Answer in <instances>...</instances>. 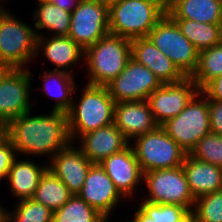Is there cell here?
<instances>
[{
	"mask_svg": "<svg viewBox=\"0 0 222 222\" xmlns=\"http://www.w3.org/2000/svg\"><path fill=\"white\" fill-rule=\"evenodd\" d=\"M9 140L18 155L52 157L70 143L67 113L51 111L31 116L30 111L9 122Z\"/></svg>",
	"mask_w": 222,
	"mask_h": 222,
	"instance_id": "1",
	"label": "cell"
},
{
	"mask_svg": "<svg viewBox=\"0 0 222 222\" xmlns=\"http://www.w3.org/2000/svg\"><path fill=\"white\" fill-rule=\"evenodd\" d=\"M80 100L67 112L71 143L80 136L113 123L115 101L107 86L87 84Z\"/></svg>",
	"mask_w": 222,
	"mask_h": 222,
	"instance_id": "2",
	"label": "cell"
},
{
	"mask_svg": "<svg viewBox=\"0 0 222 222\" xmlns=\"http://www.w3.org/2000/svg\"><path fill=\"white\" fill-rule=\"evenodd\" d=\"M90 85L107 86L131 59V39L107 34L84 51Z\"/></svg>",
	"mask_w": 222,
	"mask_h": 222,
	"instance_id": "3",
	"label": "cell"
},
{
	"mask_svg": "<svg viewBox=\"0 0 222 222\" xmlns=\"http://www.w3.org/2000/svg\"><path fill=\"white\" fill-rule=\"evenodd\" d=\"M166 13L155 0H120L109 8V32L128 39L147 37Z\"/></svg>",
	"mask_w": 222,
	"mask_h": 222,
	"instance_id": "4",
	"label": "cell"
},
{
	"mask_svg": "<svg viewBox=\"0 0 222 222\" xmlns=\"http://www.w3.org/2000/svg\"><path fill=\"white\" fill-rule=\"evenodd\" d=\"M40 33L14 17L9 10L0 9V65L23 68L36 57V40Z\"/></svg>",
	"mask_w": 222,
	"mask_h": 222,
	"instance_id": "5",
	"label": "cell"
},
{
	"mask_svg": "<svg viewBox=\"0 0 222 222\" xmlns=\"http://www.w3.org/2000/svg\"><path fill=\"white\" fill-rule=\"evenodd\" d=\"M135 138L132 148L143 173L183 165L187 153L161 126Z\"/></svg>",
	"mask_w": 222,
	"mask_h": 222,
	"instance_id": "6",
	"label": "cell"
},
{
	"mask_svg": "<svg viewBox=\"0 0 222 222\" xmlns=\"http://www.w3.org/2000/svg\"><path fill=\"white\" fill-rule=\"evenodd\" d=\"M161 127L189 154L197 142L211 132L208 98L200 91L178 116L169 119Z\"/></svg>",
	"mask_w": 222,
	"mask_h": 222,
	"instance_id": "7",
	"label": "cell"
},
{
	"mask_svg": "<svg viewBox=\"0 0 222 222\" xmlns=\"http://www.w3.org/2000/svg\"><path fill=\"white\" fill-rule=\"evenodd\" d=\"M147 37L186 77L193 75L198 66L199 51L167 13Z\"/></svg>",
	"mask_w": 222,
	"mask_h": 222,
	"instance_id": "8",
	"label": "cell"
},
{
	"mask_svg": "<svg viewBox=\"0 0 222 222\" xmlns=\"http://www.w3.org/2000/svg\"><path fill=\"white\" fill-rule=\"evenodd\" d=\"M149 197L146 201L155 204L181 205L192 211L195 198L191 194L183 167L152 170L144 173Z\"/></svg>",
	"mask_w": 222,
	"mask_h": 222,
	"instance_id": "9",
	"label": "cell"
},
{
	"mask_svg": "<svg viewBox=\"0 0 222 222\" xmlns=\"http://www.w3.org/2000/svg\"><path fill=\"white\" fill-rule=\"evenodd\" d=\"M109 33V8L97 0H80L68 36L85 51Z\"/></svg>",
	"mask_w": 222,
	"mask_h": 222,
	"instance_id": "10",
	"label": "cell"
},
{
	"mask_svg": "<svg viewBox=\"0 0 222 222\" xmlns=\"http://www.w3.org/2000/svg\"><path fill=\"white\" fill-rule=\"evenodd\" d=\"M161 85L151 70L131 58L124 70L107 85V88L117 103L148 100L149 95Z\"/></svg>",
	"mask_w": 222,
	"mask_h": 222,
	"instance_id": "11",
	"label": "cell"
},
{
	"mask_svg": "<svg viewBox=\"0 0 222 222\" xmlns=\"http://www.w3.org/2000/svg\"><path fill=\"white\" fill-rule=\"evenodd\" d=\"M200 90L191 77L177 83L162 84L149 95L148 102L158 126L178 116Z\"/></svg>",
	"mask_w": 222,
	"mask_h": 222,
	"instance_id": "12",
	"label": "cell"
},
{
	"mask_svg": "<svg viewBox=\"0 0 222 222\" xmlns=\"http://www.w3.org/2000/svg\"><path fill=\"white\" fill-rule=\"evenodd\" d=\"M31 72L26 68H8L0 78V119L10 122L31 111Z\"/></svg>",
	"mask_w": 222,
	"mask_h": 222,
	"instance_id": "13",
	"label": "cell"
},
{
	"mask_svg": "<svg viewBox=\"0 0 222 222\" xmlns=\"http://www.w3.org/2000/svg\"><path fill=\"white\" fill-rule=\"evenodd\" d=\"M78 196L102 216H109L123 198L99 163L91 165Z\"/></svg>",
	"mask_w": 222,
	"mask_h": 222,
	"instance_id": "14",
	"label": "cell"
},
{
	"mask_svg": "<svg viewBox=\"0 0 222 222\" xmlns=\"http://www.w3.org/2000/svg\"><path fill=\"white\" fill-rule=\"evenodd\" d=\"M99 165L123 197L133 195L140 180L143 182L144 173L130 144L122 151L103 159Z\"/></svg>",
	"mask_w": 222,
	"mask_h": 222,
	"instance_id": "15",
	"label": "cell"
},
{
	"mask_svg": "<svg viewBox=\"0 0 222 222\" xmlns=\"http://www.w3.org/2000/svg\"><path fill=\"white\" fill-rule=\"evenodd\" d=\"M69 144L57 152L49 161L48 168L68 187L73 195H78L93 164L77 147Z\"/></svg>",
	"mask_w": 222,
	"mask_h": 222,
	"instance_id": "16",
	"label": "cell"
},
{
	"mask_svg": "<svg viewBox=\"0 0 222 222\" xmlns=\"http://www.w3.org/2000/svg\"><path fill=\"white\" fill-rule=\"evenodd\" d=\"M113 123L129 142L130 139L150 132L158 126L148 100L115 103Z\"/></svg>",
	"mask_w": 222,
	"mask_h": 222,
	"instance_id": "17",
	"label": "cell"
},
{
	"mask_svg": "<svg viewBox=\"0 0 222 222\" xmlns=\"http://www.w3.org/2000/svg\"><path fill=\"white\" fill-rule=\"evenodd\" d=\"M131 58L151 70L162 84L177 83L186 77L148 37L131 39Z\"/></svg>",
	"mask_w": 222,
	"mask_h": 222,
	"instance_id": "18",
	"label": "cell"
},
{
	"mask_svg": "<svg viewBox=\"0 0 222 222\" xmlns=\"http://www.w3.org/2000/svg\"><path fill=\"white\" fill-rule=\"evenodd\" d=\"M79 139L81 143L79 149L92 163H100L130 144L114 123L87 132Z\"/></svg>",
	"mask_w": 222,
	"mask_h": 222,
	"instance_id": "19",
	"label": "cell"
},
{
	"mask_svg": "<svg viewBox=\"0 0 222 222\" xmlns=\"http://www.w3.org/2000/svg\"><path fill=\"white\" fill-rule=\"evenodd\" d=\"M182 167L195 200L222 190V167L199 161L189 154H186Z\"/></svg>",
	"mask_w": 222,
	"mask_h": 222,
	"instance_id": "20",
	"label": "cell"
},
{
	"mask_svg": "<svg viewBox=\"0 0 222 222\" xmlns=\"http://www.w3.org/2000/svg\"><path fill=\"white\" fill-rule=\"evenodd\" d=\"M41 35L42 34H39L37 36L36 53H38L40 49L43 50L42 53L45 56L44 58L56 66L54 70L71 73L69 67L73 64L75 65L80 59H82V57H84V50L69 36L53 35L48 39Z\"/></svg>",
	"mask_w": 222,
	"mask_h": 222,
	"instance_id": "21",
	"label": "cell"
},
{
	"mask_svg": "<svg viewBox=\"0 0 222 222\" xmlns=\"http://www.w3.org/2000/svg\"><path fill=\"white\" fill-rule=\"evenodd\" d=\"M166 11L172 19L222 24V2L220 0H173Z\"/></svg>",
	"mask_w": 222,
	"mask_h": 222,
	"instance_id": "22",
	"label": "cell"
},
{
	"mask_svg": "<svg viewBox=\"0 0 222 222\" xmlns=\"http://www.w3.org/2000/svg\"><path fill=\"white\" fill-rule=\"evenodd\" d=\"M47 169L48 165L39 167L33 161L15 159L7 177L12 194L19 198L18 200L32 198Z\"/></svg>",
	"mask_w": 222,
	"mask_h": 222,
	"instance_id": "23",
	"label": "cell"
},
{
	"mask_svg": "<svg viewBox=\"0 0 222 222\" xmlns=\"http://www.w3.org/2000/svg\"><path fill=\"white\" fill-rule=\"evenodd\" d=\"M131 222H194L193 212L181 205L155 204L144 200Z\"/></svg>",
	"mask_w": 222,
	"mask_h": 222,
	"instance_id": "24",
	"label": "cell"
},
{
	"mask_svg": "<svg viewBox=\"0 0 222 222\" xmlns=\"http://www.w3.org/2000/svg\"><path fill=\"white\" fill-rule=\"evenodd\" d=\"M72 195L68 187L48 168L41 176L32 199L54 212L67 203Z\"/></svg>",
	"mask_w": 222,
	"mask_h": 222,
	"instance_id": "25",
	"label": "cell"
},
{
	"mask_svg": "<svg viewBox=\"0 0 222 222\" xmlns=\"http://www.w3.org/2000/svg\"><path fill=\"white\" fill-rule=\"evenodd\" d=\"M182 34L198 50L211 48L222 42V24H207L188 19H173Z\"/></svg>",
	"mask_w": 222,
	"mask_h": 222,
	"instance_id": "26",
	"label": "cell"
},
{
	"mask_svg": "<svg viewBox=\"0 0 222 222\" xmlns=\"http://www.w3.org/2000/svg\"><path fill=\"white\" fill-rule=\"evenodd\" d=\"M35 28L55 32L54 36H68L71 24V12L61 9L50 1H38L34 13Z\"/></svg>",
	"mask_w": 222,
	"mask_h": 222,
	"instance_id": "27",
	"label": "cell"
},
{
	"mask_svg": "<svg viewBox=\"0 0 222 222\" xmlns=\"http://www.w3.org/2000/svg\"><path fill=\"white\" fill-rule=\"evenodd\" d=\"M44 88L43 90L53 99H56L52 111H60L67 113L73 103V92L75 90L74 81L71 73H67L61 70H52L50 72L45 71L43 75ZM53 81L56 93L50 91L49 82ZM56 85V86H55ZM52 89V88H51ZM54 89V88H53ZM55 91V90H54Z\"/></svg>",
	"mask_w": 222,
	"mask_h": 222,
	"instance_id": "28",
	"label": "cell"
},
{
	"mask_svg": "<svg viewBox=\"0 0 222 222\" xmlns=\"http://www.w3.org/2000/svg\"><path fill=\"white\" fill-rule=\"evenodd\" d=\"M222 74V42L199 51L198 66L191 78L201 90L210 80Z\"/></svg>",
	"mask_w": 222,
	"mask_h": 222,
	"instance_id": "29",
	"label": "cell"
},
{
	"mask_svg": "<svg viewBox=\"0 0 222 222\" xmlns=\"http://www.w3.org/2000/svg\"><path fill=\"white\" fill-rule=\"evenodd\" d=\"M102 217L78 195L72 197L52 214V222H97Z\"/></svg>",
	"mask_w": 222,
	"mask_h": 222,
	"instance_id": "30",
	"label": "cell"
},
{
	"mask_svg": "<svg viewBox=\"0 0 222 222\" xmlns=\"http://www.w3.org/2000/svg\"><path fill=\"white\" fill-rule=\"evenodd\" d=\"M8 222H52L53 211L34 199L19 200Z\"/></svg>",
	"mask_w": 222,
	"mask_h": 222,
	"instance_id": "31",
	"label": "cell"
},
{
	"mask_svg": "<svg viewBox=\"0 0 222 222\" xmlns=\"http://www.w3.org/2000/svg\"><path fill=\"white\" fill-rule=\"evenodd\" d=\"M194 222H222V190L195 200Z\"/></svg>",
	"mask_w": 222,
	"mask_h": 222,
	"instance_id": "32",
	"label": "cell"
},
{
	"mask_svg": "<svg viewBox=\"0 0 222 222\" xmlns=\"http://www.w3.org/2000/svg\"><path fill=\"white\" fill-rule=\"evenodd\" d=\"M199 161L222 167V135L208 133L189 153Z\"/></svg>",
	"mask_w": 222,
	"mask_h": 222,
	"instance_id": "33",
	"label": "cell"
},
{
	"mask_svg": "<svg viewBox=\"0 0 222 222\" xmlns=\"http://www.w3.org/2000/svg\"><path fill=\"white\" fill-rule=\"evenodd\" d=\"M15 155L18 156L10 140L0 147V180L7 179L10 167L16 159Z\"/></svg>",
	"mask_w": 222,
	"mask_h": 222,
	"instance_id": "34",
	"label": "cell"
},
{
	"mask_svg": "<svg viewBox=\"0 0 222 222\" xmlns=\"http://www.w3.org/2000/svg\"><path fill=\"white\" fill-rule=\"evenodd\" d=\"M211 133L222 135V101L209 100Z\"/></svg>",
	"mask_w": 222,
	"mask_h": 222,
	"instance_id": "35",
	"label": "cell"
},
{
	"mask_svg": "<svg viewBox=\"0 0 222 222\" xmlns=\"http://www.w3.org/2000/svg\"><path fill=\"white\" fill-rule=\"evenodd\" d=\"M200 91L208 100L222 101V74L210 80Z\"/></svg>",
	"mask_w": 222,
	"mask_h": 222,
	"instance_id": "36",
	"label": "cell"
},
{
	"mask_svg": "<svg viewBox=\"0 0 222 222\" xmlns=\"http://www.w3.org/2000/svg\"><path fill=\"white\" fill-rule=\"evenodd\" d=\"M56 6H59L61 9L73 12V10L78 6L80 0H50Z\"/></svg>",
	"mask_w": 222,
	"mask_h": 222,
	"instance_id": "37",
	"label": "cell"
},
{
	"mask_svg": "<svg viewBox=\"0 0 222 222\" xmlns=\"http://www.w3.org/2000/svg\"><path fill=\"white\" fill-rule=\"evenodd\" d=\"M9 140V122L0 119V147Z\"/></svg>",
	"mask_w": 222,
	"mask_h": 222,
	"instance_id": "38",
	"label": "cell"
},
{
	"mask_svg": "<svg viewBox=\"0 0 222 222\" xmlns=\"http://www.w3.org/2000/svg\"><path fill=\"white\" fill-rule=\"evenodd\" d=\"M9 219V211L5 210V208L3 209L0 206V222H8Z\"/></svg>",
	"mask_w": 222,
	"mask_h": 222,
	"instance_id": "39",
	"label": "cell"
},
{
	"mask_svg": "<svg viewBox=\"0 0 222 222\" xmlns=\"http://www.w3.org/2000/svg\"><path fill=\"white\" fill-rule=\"evenodd\" d=\"M99 1L102 5L110 8L111 6L117 4L120 0H97Z\"/></svg>",
	"mask_w": 222,
	"mask_h": 222,
	"instance_id": "40",
	"label": "cell"
},
{
	"mask_svg": "<svg viewBox=\"0 0 222 222\" xmlns=\"http://www.w3.org/2000/svg\"><path fill=\"white\" fill-rule=\"evenodd\" d=\"M157 3H159L162 7H164L166 10L171 6L173 0H155Z\"/></svg>",
	"mask_w": 222,
	"mask_h": 222,
	"instance_id": "41",
	"label": "cell"
},
{
	"mask_svg": "<svg viewBox=\"0 0 222 222\" xmlns=\"http://www.w3.org/2000/svg\"><path fill=\"white\" fill-rule=\"evenodd\" d=\"M8 68L3 66V65H0V78L2 76V74L7 70Z\"/></svg>",
	"mask_w": 222,
	"mask_h": 222,
	"instance_id": "42",
	"label": "cell"
},
{
	"mask_svg": "<svg viewBox=\"0 0 222 222\" xmlns=\"http://www.w3.org/2000/svg\"><path fill=\"white\" fill-rule=\"evenodd\" d=\"M108 217L110 216H102L97 222H108Z\"/></svg>",
	"mask_w": 222,
	"mask_h": 222,
	"instance_id": "43",
	"label": "cell"
}]
</instances>
